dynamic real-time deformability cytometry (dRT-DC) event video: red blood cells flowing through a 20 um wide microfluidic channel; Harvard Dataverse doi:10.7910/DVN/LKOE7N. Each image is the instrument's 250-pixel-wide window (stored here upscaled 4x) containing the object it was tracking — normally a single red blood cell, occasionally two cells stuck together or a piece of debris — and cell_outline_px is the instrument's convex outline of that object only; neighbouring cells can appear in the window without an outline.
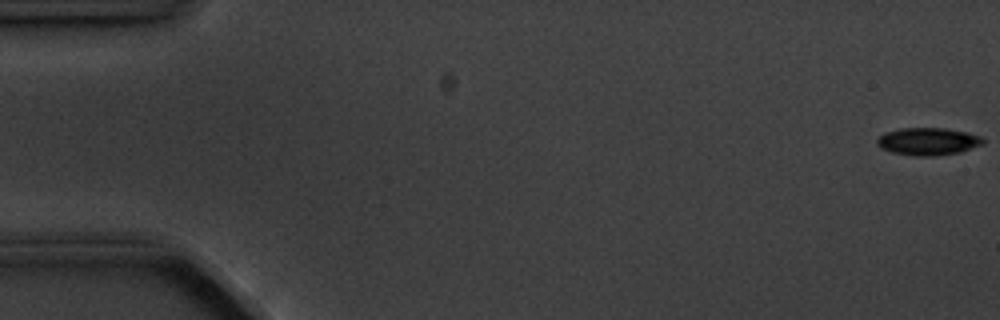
{"species": "common noctule bat (a hibernating species)", "species_latin": "Nyctalus noctula", "temperature_condition": "cold", "stored_images_in_passage": 13, "camera_frame_rate_fps": 3000, "um_per_image_px": 0.085, "animal": {"sex": "male", "body_mass_g": 20.1, "forearm_length_mm": 53.5}, "frame": {"image": 1, "passage_image": 1, "time_ms": 0.0, "image_size_px": [1000, 320], "cell_outline_px": [[984, 144], [960, 152], [936, 156], [912, 156], [892, 152], [880, 148], [876, 144], [876, 140], [884, 132], [900, 128], [944, 128], [968, 132], [980, 136], [984, 140]], "centroid_in_image_um": [78.87, 12.02], "position_along_channel_um": 6.1, "area_um2": 17.17}}
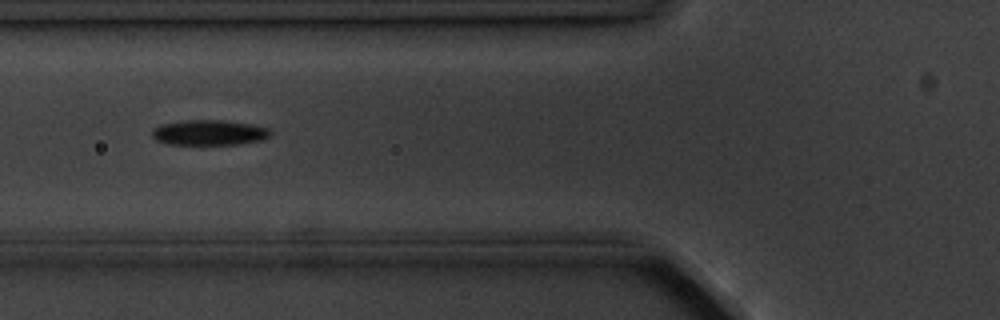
{"frame": {"image": 2, "passage_image": 6, "time_ms": 6.667, "image_size_px": [1000, 320], "cell_outline_px": [[272, 132], [268, 136], [260, 140], [240, 144], [168, 144], [156, 140], [152, 136], [152, 128], [160, 124], [184, 120], [224, 120], [248, 124], [268, 128]], "centroid_in_image_um": [17.72, 11.26], "position_along_channel_um": 108.1, "area_um2": 17.34}}
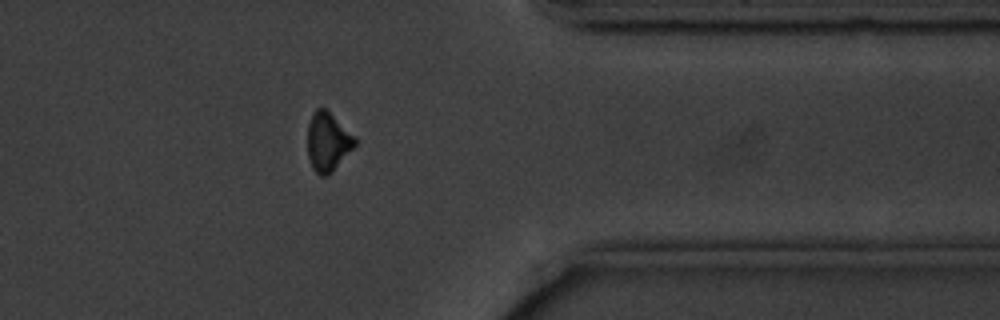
{"frame": {"image": 3, "passage_image": 13, "time_ms": 14.667, "image_size_px": [1000, 320], "cell_outline_px": [[356, 144], [332, 172], [324, 176], [320, 176], [312, 168], [308, 156], [308, 124], [312, 112], [316, 108], [324, 108], [356, 136]], "centroid_in_image_um": [27.85, 12.05], "position_along_channel_um": 383.5, "area_um2": 16.13}, "authors_computed_cell_mechanics": {"area_um2": 17.34, "velocity_mm_per_s": 3.5986, "shape_relaxation_time_tau1_ms": 1.4537, "shape_relaxation_time_tau2_ms": null, "deformation_change_tau1": 0.0888, "deformation_change_tau2": null}}